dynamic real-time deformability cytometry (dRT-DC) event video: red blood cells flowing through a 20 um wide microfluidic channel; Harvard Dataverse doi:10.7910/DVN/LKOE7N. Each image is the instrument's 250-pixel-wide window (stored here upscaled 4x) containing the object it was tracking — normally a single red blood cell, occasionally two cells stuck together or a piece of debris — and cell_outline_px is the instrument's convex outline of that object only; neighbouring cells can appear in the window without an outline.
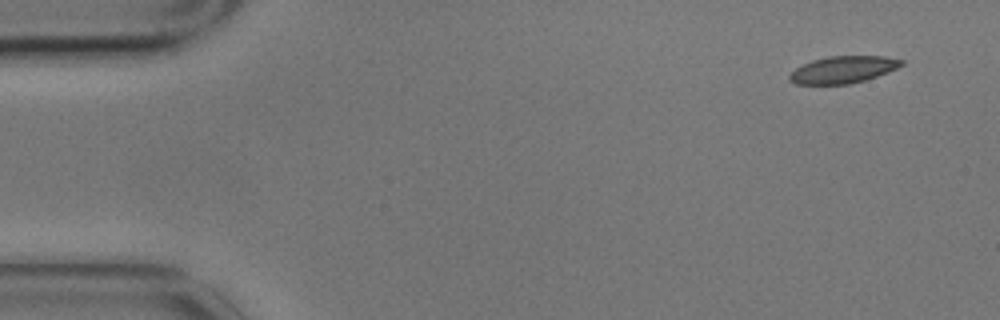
{"species": "common noctule bat (a hibernating species)", "species_latin": "Nyctalus noctula", "temperature_condition": "cold", "stored_images_in_passage": 10, "camera_frame_rate_fps": 3000, "um_per_image_px": 0.085, "animal": {"sex": "male", "body_mass_g": 17.9}, "frame": {"image": 1, "passage_image": 1, "time_ms": 0.0, "image_size_px": [1000, 320], "cell_outline_px": [[904, 64], [888, 72], [864, 80], [848, 84], [796, 84], [788, 80], [788, 76], [796, 68], [812, 60], [828, 56], [884, 56], [904, 60]], "centroid_in_image_um": [71.66, 5.91], "position_along_channel_um": 13.3, "area_um2": 17.51}}
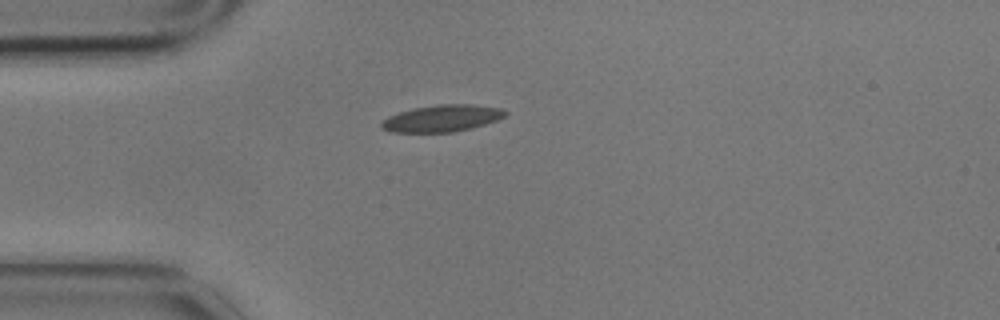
{"frame": {"image": 2, "passage_image": 4, "time_ms": 1.0, "image_size_px": [1000, 320], "cell_outline_px": [[508, 112], [504, 116], [496, 120], [472, 128], [452, 132], [388, 132], [380, 128], [380, 124], [388, 116], [400, 112], [416, 108], [440, 104], [472, 104], [500, 108]], "centroid_in_image_um": [37.55, 10.06], "position_along_channel_um": 47.5, "area_um2": 19.19}}